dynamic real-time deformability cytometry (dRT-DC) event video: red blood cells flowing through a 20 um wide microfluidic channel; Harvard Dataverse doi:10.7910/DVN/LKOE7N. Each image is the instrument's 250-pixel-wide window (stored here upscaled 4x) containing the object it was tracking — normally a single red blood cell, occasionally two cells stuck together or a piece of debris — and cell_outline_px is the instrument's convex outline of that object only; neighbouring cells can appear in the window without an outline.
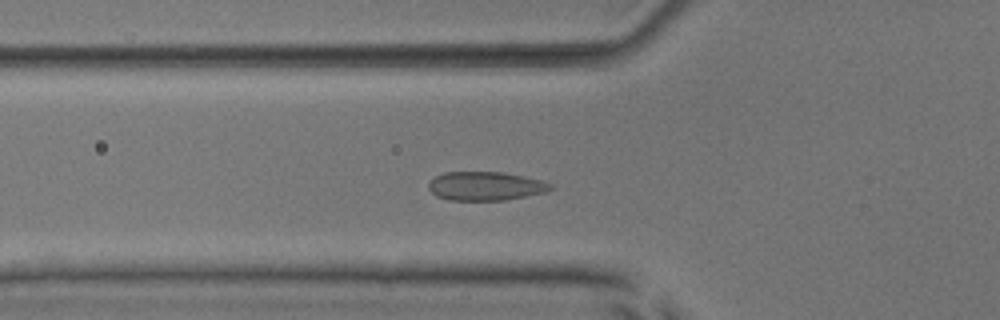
{"species": "common noctule bat (a hibernating species)", "species_latin": "Nyctalus noctula", "temperature_condition": "room temperature", "stored_images_in_passage": 50, "camera_frame_rate_fps": 3000, "um_per_image_px": 0.085, "animal": {"sex": "male", "body_mass_g": 17.9, "forearm_length_mm": 54.2}, "frame": {"image": 1, "passage_image": 17, "time_ms": 5.333, "image_size_px": [1000, 320], "cell_outline_px": [[552, 188], [544, 192], [504, 200], [448, 200], [436, 196], [428, 188], [428, 184], [436, 176], [444, 172], [500, 172], [524, 176], [540, 180], [552, 184]], "centroid_in_image_um": [41.23, 15.81], "position_along_channel_um": 84.6, "area_um2": 20.23}}
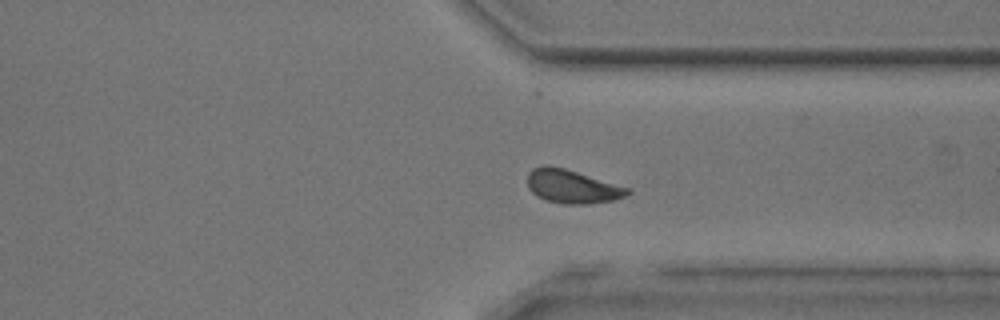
{"frame": {"image": 2, "passage_image": 38, "time_ms": 12.333, "image_size_px": [1000, 320], "cell_outline_px": [[632, 192], [616, 200], [588, 204], [564, 204], [544, 200], [536, 196], [528, 188], [528, 172], [532, 168], [540, 164], [548, 164], [564, 168], [628, 188]], "centroid_in_image_um": [48.57, 15.85], "position_along_channel_um": 362.8, "area_um2": 19.65}}
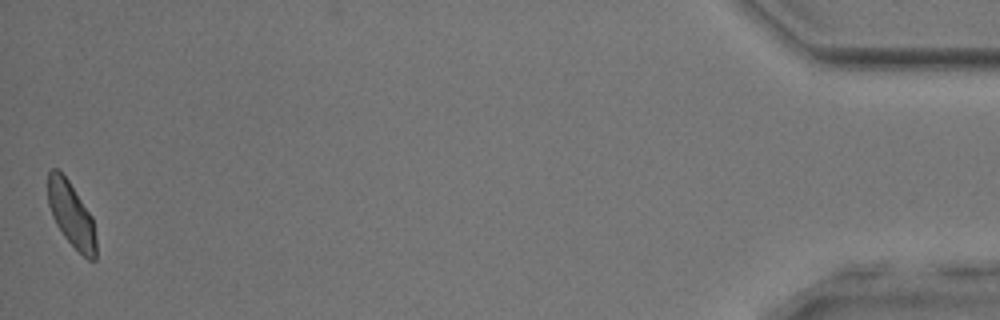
{"frame": {"image": 3, "passage_image": 50, "time_ms": 16.333, "image_size_px": [1000, 320], "cell_outline_px": [[96, 260], [88, 260], [64, 236], [56, 224], [52, 216], [48, 204], [48, 172], [52, 168], [56, 168], [68, 180], [92, 216], [96, 240]], "centroid_in_image_um": [6.06, 18.24], "position_along_channel_um": 429.1, "area_um2": 17.98}, "authors_computed_cell_mechanics": {"area_um2": 19.5364, "velocity_mm_per_s": 3.974, "shape_relaxation_time_tau1_ms": 5.8103, "shape_relaxation_time_tau2_ms": null, "deformation_change_tau1": 0.1101, "deformation_change_tau2": null}}